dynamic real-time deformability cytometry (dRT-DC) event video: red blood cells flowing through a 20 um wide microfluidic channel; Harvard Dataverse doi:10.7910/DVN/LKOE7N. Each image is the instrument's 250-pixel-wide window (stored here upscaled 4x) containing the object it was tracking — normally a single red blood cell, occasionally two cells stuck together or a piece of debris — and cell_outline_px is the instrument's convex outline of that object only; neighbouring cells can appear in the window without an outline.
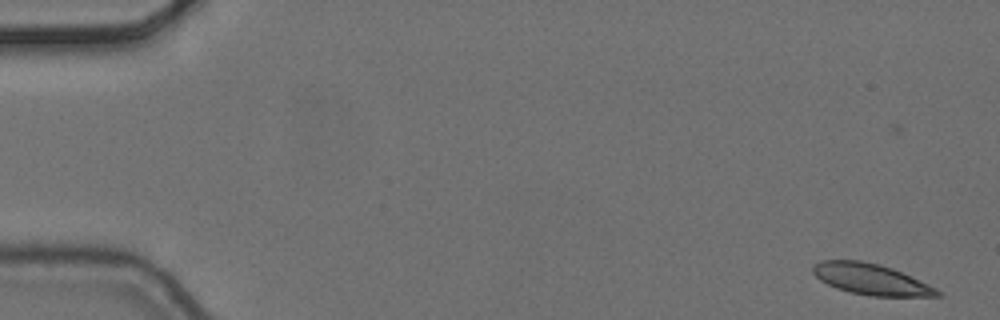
{"species": "common noctule bat (a hibernating species)", "species_latin": "Nyctalus noctula", "temperature_condition": "cold", "stored_images_in_passage": 4, "camera_frame_rate_fps": 3000, "um_per_image_px": 0.085, "animal": {"sex": "female", "body_mass_g": 24.6, "forearm_length_mm": 56.2}, "frame": {"image": 1, "passage_image": 1, "time_ms": 0.0, "image_size_px": [1000, 320], "cell_outline_px": [[940, 296], [872, 296], [848, 292], [836, 288], [820, 280], [812, 272], [812, 264], [820, 260], [860, 260], [892, 268], [928, 284], [936, 288], [940, 292]], "centroid_in_image_um": [73.97, 23.73], "position_along_channel_um": 11.0, "area_um2": 22.31}}